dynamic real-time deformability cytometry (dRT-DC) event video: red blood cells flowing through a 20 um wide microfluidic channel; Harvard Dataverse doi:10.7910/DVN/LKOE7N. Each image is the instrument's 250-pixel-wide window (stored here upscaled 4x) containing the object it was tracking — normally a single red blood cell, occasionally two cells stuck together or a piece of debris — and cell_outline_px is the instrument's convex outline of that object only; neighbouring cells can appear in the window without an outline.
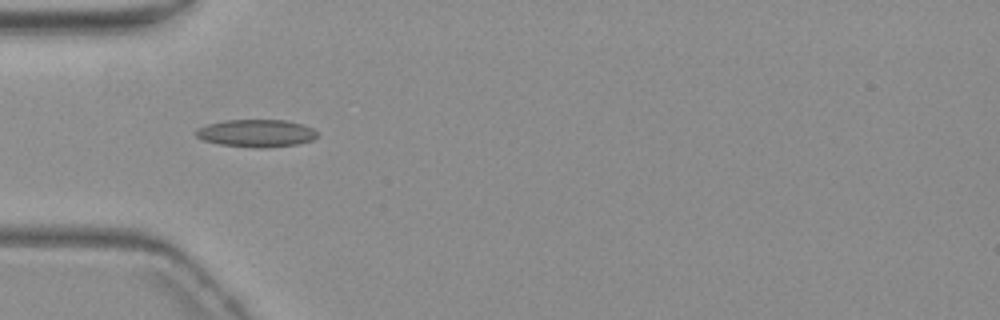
{"species": "common noctule bat (a hibernating species)", "species_latin": "Nyctalus noctula", "temperature_condition": "warm", "stored_images_in_passage": 5, "camera_frame_rate_fps": 3000, "um_per_image_px": 0.085, "animal": {"sex": "female", "body_mass_g": 19.3, "forearm_length_mm": 54.1}, "frame": {"image": 1, "passage_image": 4, "time_ms": 4.667, "image_size_px": [1000, 320], "cell_outline_px": [[316, 136], [312, 140], [296, 144], [264, 148], [256, 148], [220, 144], [204, 140], [196, 136], [196, 128], [208, 124], [224, 120], [284, 120], [300, 124], [312, 128], [316, 132]], "centroid_in_image_um": [21.75, 11.32], "position_along_channel_um": 63.2, "area_um2": 19.25}}
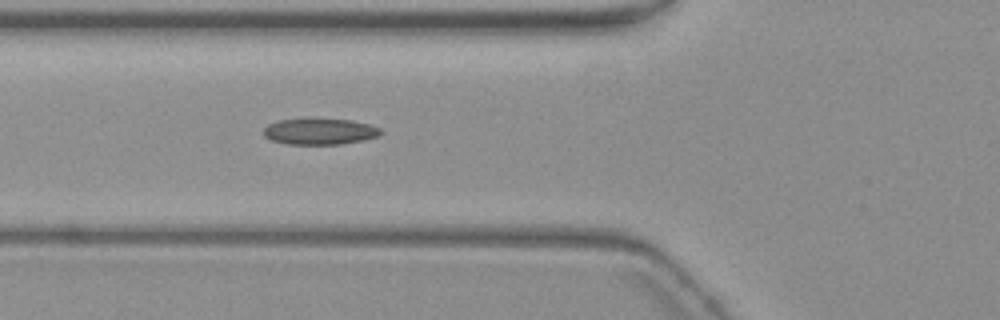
{"frame": {"image": 2, "passage_image": 5, "time_ms": 5.667, "image_size_px": [1000, 320], "cell_outline_px": [[384, 132], [380, 136], [364, 140], [340, 144], [284, 144], [272, 140], [264, 136], [264, 128], [268, 124], [280, 120], [308, 116], [312, 116], [352, 120], [368, 124], [380, 128]], "centroid_in_image_um": [27.18, 11.13], "position_along_channel_um": 98.6, "area_um2": 18.67}}